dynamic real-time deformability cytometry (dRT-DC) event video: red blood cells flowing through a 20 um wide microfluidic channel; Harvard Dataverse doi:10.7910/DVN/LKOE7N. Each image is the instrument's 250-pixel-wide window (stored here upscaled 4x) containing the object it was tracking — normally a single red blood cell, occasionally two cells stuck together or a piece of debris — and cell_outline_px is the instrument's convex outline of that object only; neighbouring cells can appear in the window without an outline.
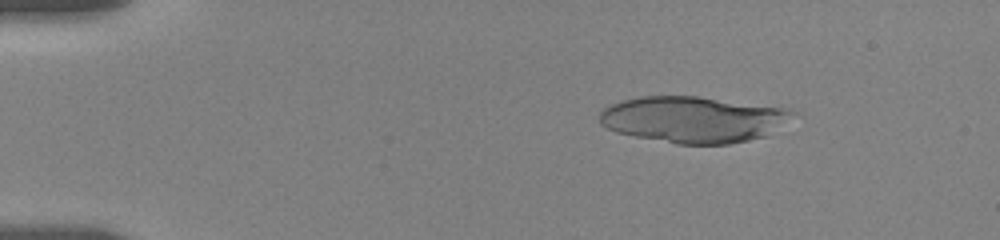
{"species": "human", "species_latin": "Homo sapiens", "temperature_condition": "room temperature", "stored_images_in_passage": 21, "camera_frame_rate_fps": 3000, "um_per_image_px": 0.085, "donor": {"sex": "female"}, "frame": {"image": 1, "passage_image": 4, "time_ms": 2.0, "image_size_px": [1000, 240], "cell_outline_px": [[796, 112], [768, 136], [728, 144], [676, 144], [616, 132], [600, 124], [600, 112], [608, 104], [640, 96], [696, 96], [780, 108]], "centroid_in_image_um": [58.85, 10.16], "position_along_channel_um": 26.2, "area_um2": 51.44}}